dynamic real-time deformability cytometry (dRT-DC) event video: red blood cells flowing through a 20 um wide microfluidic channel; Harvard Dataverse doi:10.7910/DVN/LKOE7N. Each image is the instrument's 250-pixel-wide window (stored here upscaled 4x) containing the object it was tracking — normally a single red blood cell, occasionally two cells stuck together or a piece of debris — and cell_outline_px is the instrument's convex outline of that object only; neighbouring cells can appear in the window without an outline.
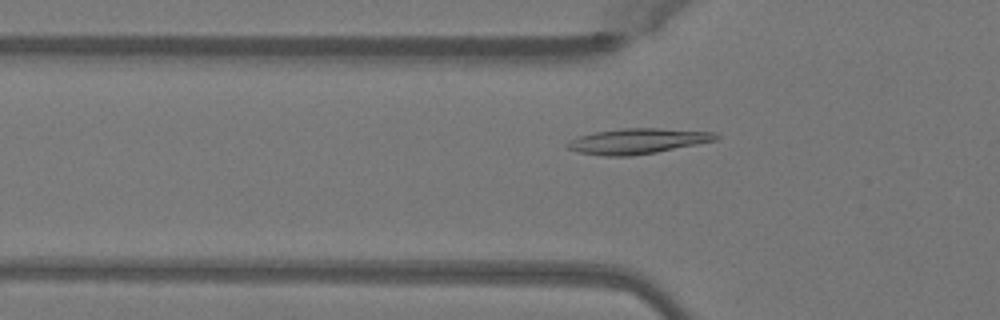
{"species": "Egyptian fruit bat (a non-hibernating species)", "species_latin": "Rousettus aegyptiacus", "temperature_condition": "warm", "stored_images_in_passage": 40, "camera_frame_rate_fps": 3000, "um_per_image_px": 0.085, "animal": {"sex": "female"}, "frame": {"image": 1, "passage_image": 7, "time_ms": 2.0, "image_size_px": [1000, 320], "cell_outline_px": [[720, 136], [716, 140], [656, 152], [628, 156], [604, 156], [580, 152], [568, 148], [564, 144], [580, 136], [592, 132], [624, 128], [660, 128], [716, 132]], "centroid_in_image_um": [54.2, 11.98], "position_along_channel_um": 71.6, "area_um2": 21.79}}
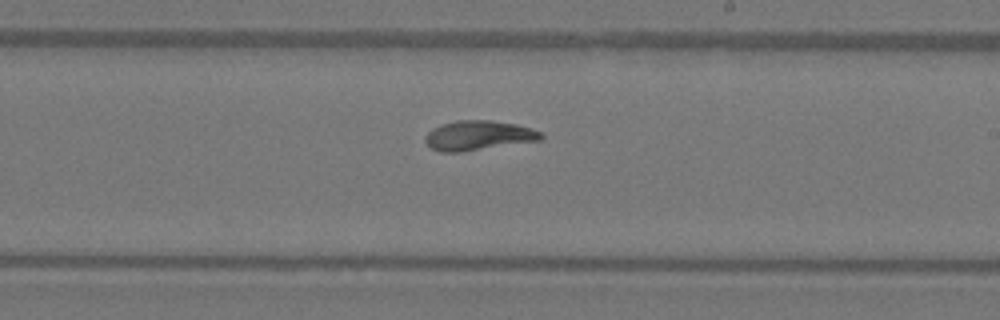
{"frame": {"image": 2, "passage_image": 20, "time_ms": 6.333, "image_size_px": [1000, 320], "cell_outline_px": [[544, 136], [540, 140], [460, 152], [440, 152], [432, 148], [424, 140], [428, 132], [432, 128], [440, 124], [456, 120], [488, 120], [516, 124], [532, 128], [540, 132]], "centroid_in_image_um": [40.64, 11.5], "position_along_channel_um": 248.4, "area_um2": 19.88}}
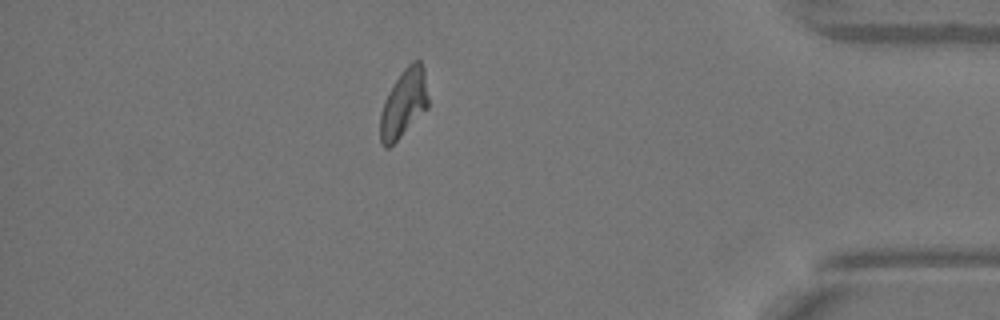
{"frame": {"image": 3, "passage_image": 34, "time_ms": 11.0, "image_size_px": [1000, 320], "cell_outline_px": [[428, 108], [388, 148], [384, 148], [380, 140], [380, 112], [384, 100], [388, 92], [404, 68], [412, 60], [420, 60], [424, 68], [428, 96]], "centroid_in_image_um": [34.31, 8.76], "position_along_channel_um": 400.9, "area_um2": 18.96}, "authors_computed_cell_mechanics": {"area_um2": 19.6231, "velocity_mm_per_s": 4.0653, "shape_relaxation_time_tau1_ms": 3.5205, "shape_relaxation_time_tau2_ms": 1.0742, "deformation_change_tau1": 0.1533, "deformation_change_tau2": 0.0485}}